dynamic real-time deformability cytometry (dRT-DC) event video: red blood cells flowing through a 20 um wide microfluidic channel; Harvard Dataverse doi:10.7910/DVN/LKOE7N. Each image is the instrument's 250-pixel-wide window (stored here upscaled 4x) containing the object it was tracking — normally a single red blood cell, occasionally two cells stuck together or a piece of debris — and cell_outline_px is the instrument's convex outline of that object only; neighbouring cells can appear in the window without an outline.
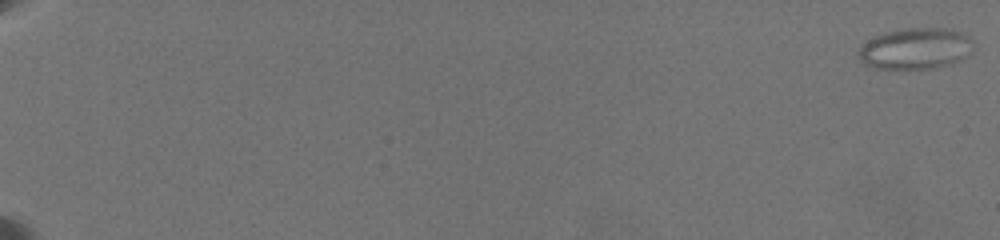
{"species": "common noctule bat (a hibernating species)", "species_latin": "Nyctalus noctula", "temperature_condition": "warm", "stored_images_in_passage": 49, "camera_frame_rate_fps": 3000, "um_per_image_px": 0.085, "animal": {"sex": "female", "body_mass_g": 19.5, "forearm_length_mm": 54.1}, "frame": {"image": 1, "passage_image": 1, "time_ms": 0.0, "image_size_px": [1000, 240], "cell_outline_px": [[972, 48], [968, 56], [960, 60], [932, 68], [876, 68], [864, 64], [856, 56], [860, 48], [868, 40], [884, 32], [904, 28], [944, 28], [960, 32], [968, 36], [972, 40]], "centroid_in_image_um": [77.8, 4.12], "position_along_channel_um": 7.2, "area_um2": 27.34}}
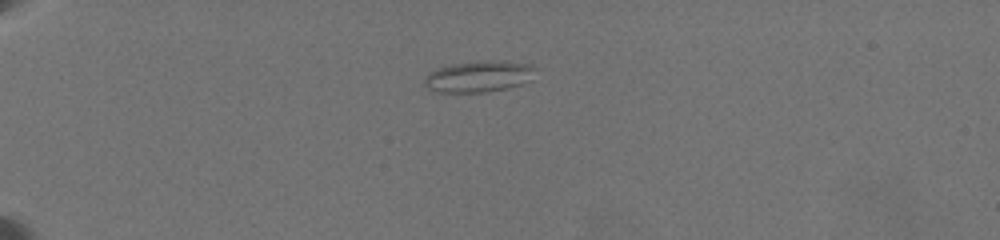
{"frame": {"image": 2, "passage_image": 42, "time_ms": 6.333, "image_size_px": [1000, 240], "cell_outline_px": [[532, 68], [520, 84], [508, 88], [488, 92], [432, 92], [424, 88], [424, 80], [428, 72], [436, 68], [452, 64], [484, 60], [496, 60], [528, 64]], "centroid_in_image_um": [40.49, 6.51], "position_along_channel_um": 44.5, "area_um2": 19.83}}